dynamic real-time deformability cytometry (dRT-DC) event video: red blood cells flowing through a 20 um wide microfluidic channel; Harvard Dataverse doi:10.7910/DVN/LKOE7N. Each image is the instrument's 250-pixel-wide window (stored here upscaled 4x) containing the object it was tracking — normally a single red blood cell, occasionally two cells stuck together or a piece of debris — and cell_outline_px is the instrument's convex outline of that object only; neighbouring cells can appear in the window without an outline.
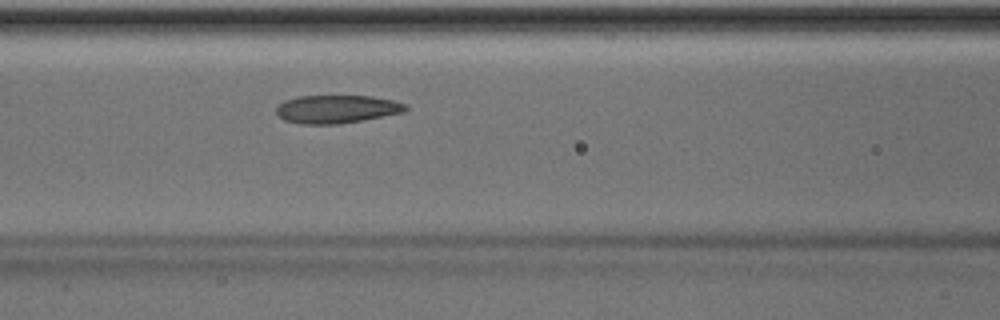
{"species": "Egyptian fruit bat (a non-hibernating species)", "species_latin": "Rousettus aegyptiacus", "temperature_condition": "room temperature", "stored_images_in_passage": 42, "camera_frame_rate_fps": 3000, "um_per_image_px": 0.085, "animal": {"sex": "male"}, "frame": {"image": 1, "passage_image": 13, "time_ms": 4.0, "image_size_px": [1000, 320], "cell_outline_px": [[408, 108], [404, 112], [360, 120], [336, 124], [300, 124], [284, 120], [276, 112], [276, 108], [284, 100], [300, 96], [372, 96], [392, 100], [404, 104]], "centroid_in_image_um": [28.59, 9.27], "position_along_channel_um": 138.0, "area_um2": 20.92}}
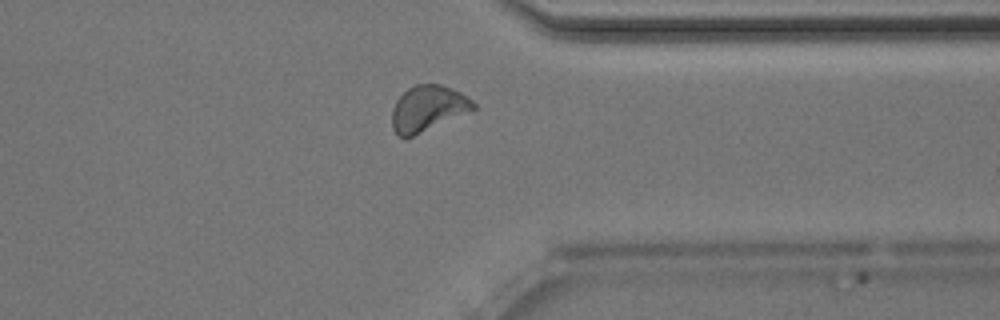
{"frame": {"image": 2, "passage_image": 31, "time_ms": 10.0, "image_size_px": [1000, 320], "cell_outline_px": [[476, 108], [404, 140], [392, 128], [392, 108], [396, 100], [408, 88], [416, 84], [440, 84], [460, 92], [472, 100], [476, 104]], "centroid_in_image_um": [36.33, 9.22], "position_along_channel_um": 375.1, "area_um2": 21.44}}
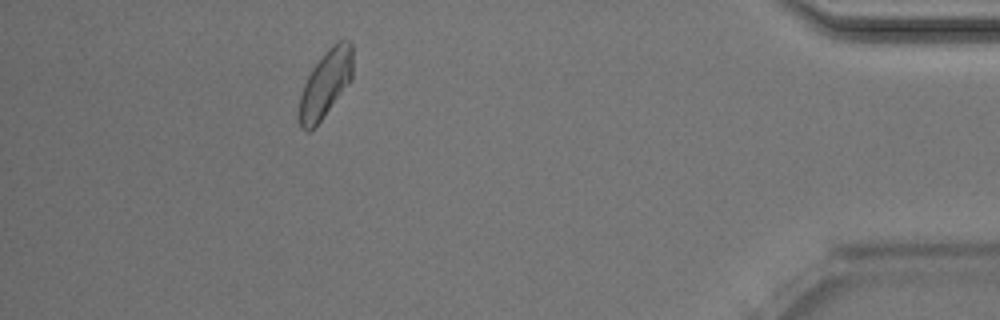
{"frame": {"image": 3, "passage_image": 37, "time_ms": 12.0, "image_size_px": [1000, 320], "cell_outline_px": [[352, 80], [320, 120], [308, 132], [304, 132], [300, 128], [300, 96], [304, 84], [312, 68], [328, 48], [336, 40], [348, 40], [352, 44]], "centroid_in_image_um": [27.68, 7.08], "position_along_channel_um": 407.5, "area_um2": 20.69}, "authors_computed_cell_mechanics": {"area_um2": 21.3282, "velocity_mm_per_s": 4.0026, "shape_relaxation_time_tau1_ms": 3.7194, "shape_relaxation_time_tau2_ms": 3.0258, "deformation_change_tau1": 0.1046, "deformation_change_tau2": 0.089}}